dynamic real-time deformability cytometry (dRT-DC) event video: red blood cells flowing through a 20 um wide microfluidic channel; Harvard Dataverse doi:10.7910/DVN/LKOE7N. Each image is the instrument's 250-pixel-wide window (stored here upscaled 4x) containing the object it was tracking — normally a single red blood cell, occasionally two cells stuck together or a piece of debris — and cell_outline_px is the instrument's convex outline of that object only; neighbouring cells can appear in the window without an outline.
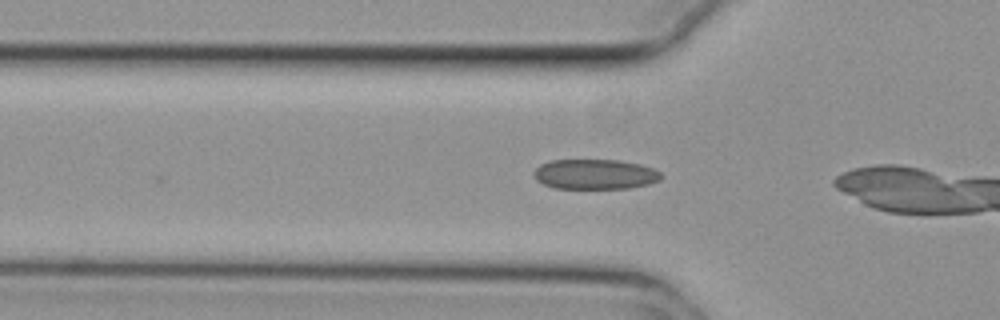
{"species": "common noctule bat (a hibernating species)", "species_latin": "Nyctalus noctula", "temperature_condition": "cold", "stored_images_in_passage": 15, "camera_frame_rate_fps": 3000, "um_per_image_px": 0.085, "animal": {"sex": "female", "body_mass_g": 29.2, "forearm_length_mm": 56.3}, "frame": {"image": 1, "passage_image": 15, "time_ms": 4.667, "image_size_px": [1000, 320], "cell_outline_px": [[664, 176], [660, 180], [648, 184], [628, 188], [552, 188], [536, 180], [532, 172], [540, 164], [552, 160], [616, 160], [640, 164], [652, 168], [660, 172]], "centroid_in_image_um": [50.56, 14.81], "position_along_channel_um": 75.2, "area_um2": 22.31}}